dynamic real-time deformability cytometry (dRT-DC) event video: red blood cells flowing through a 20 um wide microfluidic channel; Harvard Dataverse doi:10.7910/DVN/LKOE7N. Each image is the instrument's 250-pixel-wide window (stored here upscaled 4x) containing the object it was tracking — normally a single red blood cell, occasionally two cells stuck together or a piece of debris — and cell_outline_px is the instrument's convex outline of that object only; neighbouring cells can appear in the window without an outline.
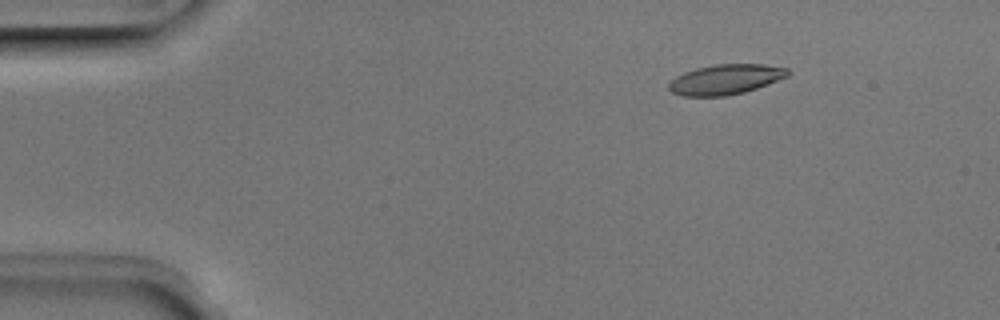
{"species": "Egyptian fruit bat (a non-hibernating species)", "species_latin": "Rousettus aegyptiacus", "temperature_condition": "room temperature", "stored_images_in_passage": 4, "camera_frame_rate_fps": 3000, "um_per_image_px": 0.085, "animal": {"sex": "male"}, "frame": {"image": 1, "passage_image": 2, "time_ms": 0.333, "image_size_px": [1000, 320], "cell_outline_px": [[792, 72], [788, 76], [768, 84], [744, 92], [728, 96], [680, 96], [672, 92], [668, 88], [668, 84], [676, 76], [684, 72], [696, 68], [716, 64], [764, 64], [788, 68]], "centroid_in_image_um": [61.68, 6.75], "position_along_channel_um": 23.3, "area_um2": 20.98}}